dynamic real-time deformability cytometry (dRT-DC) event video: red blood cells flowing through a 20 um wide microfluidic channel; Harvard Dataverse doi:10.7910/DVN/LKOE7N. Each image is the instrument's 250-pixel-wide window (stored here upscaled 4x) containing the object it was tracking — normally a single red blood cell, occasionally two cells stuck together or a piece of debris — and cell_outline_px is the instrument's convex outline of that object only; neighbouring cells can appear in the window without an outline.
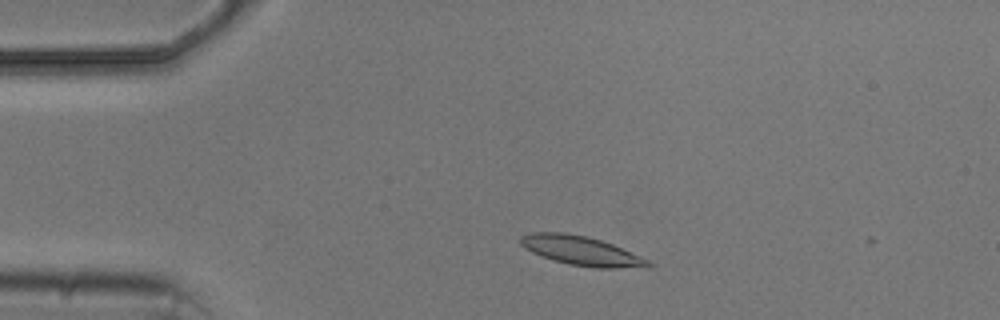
{"species": "common noctule bat (a hibernating species)", "species_latin": "Nyctalus noctula", "temperature_condition": "cold", "stored_images_in_passage": 3, "camera_frame_rate_fps": 3000, "um_per_image_px": 0.085, "animal": {"sex": "male", "body_mass_g": 20.5, "forearm_length_mm": 52.5}, "frame": {"image": 1, "passage_image": 2, "time_ms": 1.333, "image_size_px": [1000, 320], "cell_outline_px": [[652, 268], [596, 268], [568, 264], [552, 260], [532, 252], [524, 248], [520, 244], [520, 236], [528, 232], [564, 232], [588, 236], [612, 244], [640, 256], [648, 260], [652, 264]], "centroid_in_image_um": [49.4, 21.32], "position_along_channel_um": 35.6, "area_um2": 21.96}}